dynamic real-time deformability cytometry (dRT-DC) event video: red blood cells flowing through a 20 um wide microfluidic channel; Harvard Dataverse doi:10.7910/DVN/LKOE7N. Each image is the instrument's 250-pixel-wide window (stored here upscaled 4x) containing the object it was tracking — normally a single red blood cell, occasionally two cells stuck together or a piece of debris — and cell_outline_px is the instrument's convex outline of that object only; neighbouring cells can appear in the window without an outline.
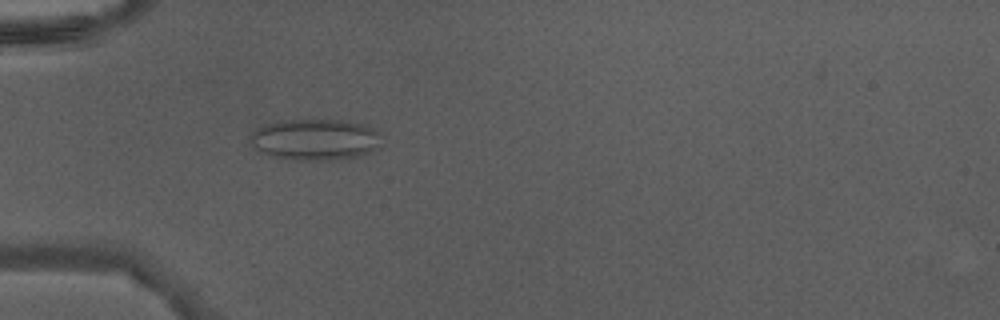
{"species": "Egyptian fruit bat (a non-hibernating species)", "species_latin": "Rousettus aegyptiacus", "temperature_condition": "warm", "stored_images_in_passage": 37, "camera_frame_rate_fps": 3000, "um_per_image_px": 0.085, "animal": {"sex": "male"}, "frame": {"image": 1, "passage_image": 6, "time_ms": 1.667, "image_size_px": [1000, 320], "cell_outline_px": [[380, 148], [344, 160], [292, 160], [268, 156], [256, 148], [252, 144], [252, 132], [256, 128], [264, 124], [280, 120], [344, 120], [360, 124], [372, 128], [380, 132]], "centroid_in_image_um": [26.79, 11.87], "position_along_channel_um": 58.2, "area_um2": 31.79}}
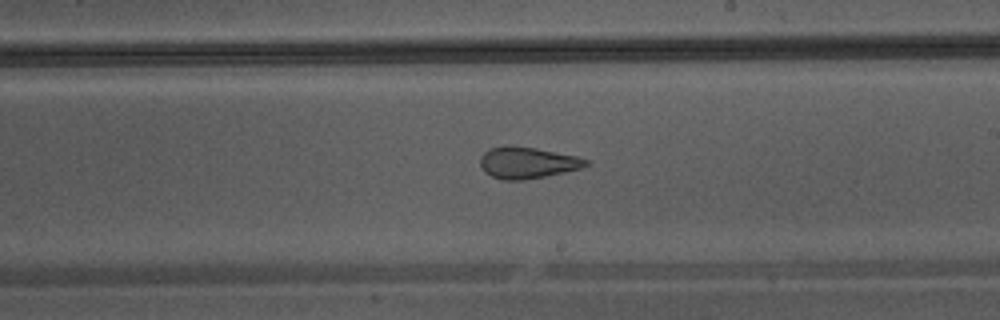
{"frame": {"image": 2, "passage_image": 19, "time_ms": 6.0, "image_size_px": [1000, 320], "cell_outline_px": [[592, 164], [580, 168], [564, 172], [524, 180], [504, 180], [492, 176], [484, 172], [480, 164], [480, 156], [488, 148], [504, 144], [512, 144], [536, 148], [576, 156], [588, 160]], "centroid_in_image_um": [44.79, 13.8], "position_along_channel_um": 244.2, "area_um2": 19.65}}
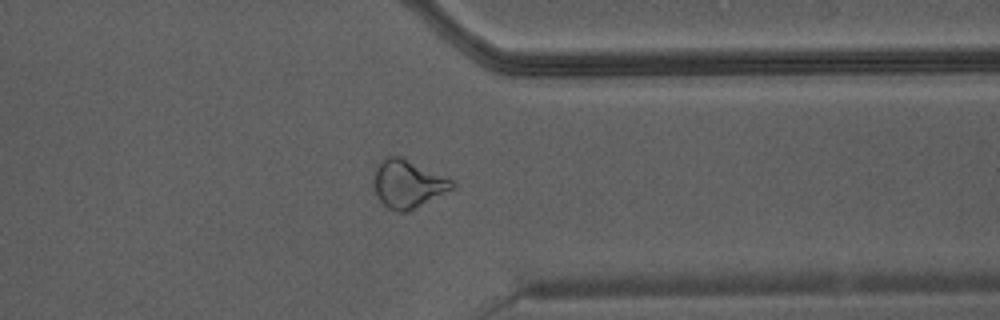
{"frame": {"image": 3, "passage_image": 28, "time_ms": 9.0, "image_size_px": [1000, 320], "cell_outline_px": [[456, 188], [416, 208], [404, 212], [400, 212], [388, 208], [376, 196], [372, 176], [376, 164], [384, 156], [400, 156], [456, 180]], "centroid_in_image_um": [34.68, 15.61], "position_along_channel_um": 376.7, "area_um2": 22.48}}